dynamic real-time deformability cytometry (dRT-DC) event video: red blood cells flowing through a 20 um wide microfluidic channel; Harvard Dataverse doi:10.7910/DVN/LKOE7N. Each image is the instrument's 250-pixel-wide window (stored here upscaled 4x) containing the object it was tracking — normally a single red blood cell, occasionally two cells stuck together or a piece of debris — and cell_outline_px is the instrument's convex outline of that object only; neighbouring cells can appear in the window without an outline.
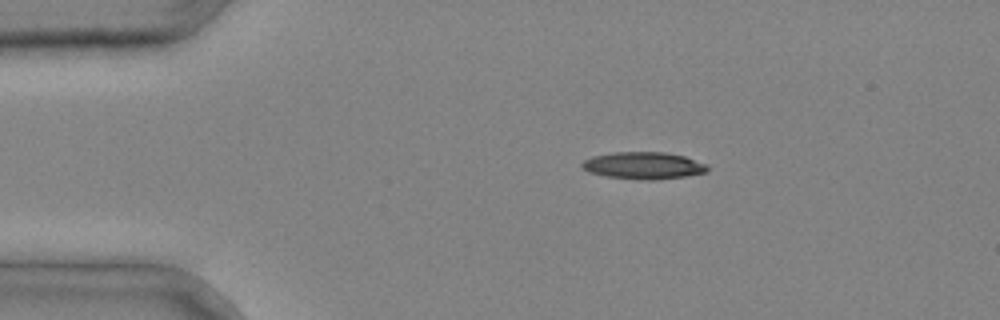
{"species": "common noctule bat (a hibernating species)", "species_latin": "Nyctalus noctula", "temperature_condition": "cold", "stored_images_in_passage": 1, "camera_frame_rate_fps": 3000, "um_per_image_px": 0.085, "animal": {"sex": "male", "body_mass_g": 20.4}, "frame": {"image": 1, "passage_image": 1, "time_ms": 0.0, "image_size_px": [1000, 320], "cell_outline_px": [[708, 172], [684, 176], [656, 180], [640, 180], [608, 176], [588, 172], [580, 164], [584, 160], [592, 156], [612, 152], [664, 152], [684, 156], [708, 164]], "centroid_in_image_um": [54.71, 14.07], "position_along_channel_um": 30.3, "area_um2": 19.83}}